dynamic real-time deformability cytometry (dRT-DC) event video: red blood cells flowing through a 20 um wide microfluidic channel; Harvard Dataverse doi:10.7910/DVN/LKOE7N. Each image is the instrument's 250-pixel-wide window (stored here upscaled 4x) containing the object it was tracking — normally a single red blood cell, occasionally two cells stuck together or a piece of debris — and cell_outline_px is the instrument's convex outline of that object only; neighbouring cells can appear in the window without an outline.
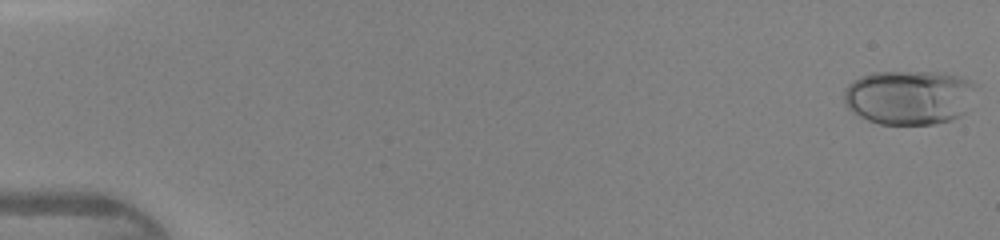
{"species": "human", "species_latin": "Homo sapiens", "temperature_condition": "warm", "stored_images_in_passage": 45, "camera_frame_rate_fps": 3000, "um_per_image_px": 0.085, "donor": {"sex": "female"}, "frame": {"image": 1, "passage_image": 1, "time_ms": 0.0, "image_size_px": [1000, 240], "cell_outline_px": [[980, 84], [964, 112], [960, 116], [952, 120], [932, 124], [880, 124], [868, 120], [852, 112], [844, 104], [844, 88], [848, 84], [860, 76], [872, 72], [944, 72], [964, 76]], "centroid_in_image_um": [77.32, 8.24], "position_along_channel_um": 7.7, "area_um2": 42.66}}
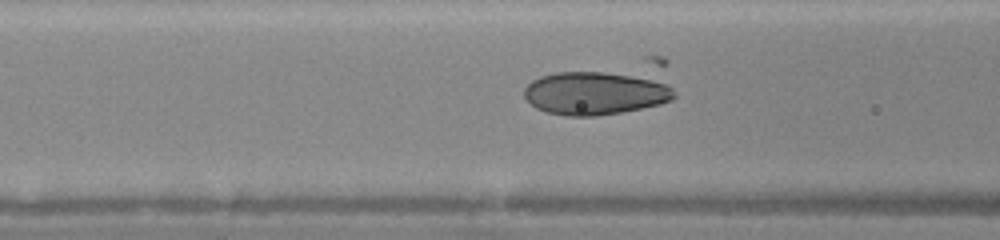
{"frame": {"image": 2, "passage_image": 19, "time_ms": 6.0, "image_size_px": [1000, 240], "cell_outline_px": [[676, 96], [672, 100], [660, 104], [620, 112], [596, 116], [568, 116], [548, 112], [536, 108], [524, 96], [524, 88], [532, 80], [540, 76], [556, 72], [644, 56], [660, 56], [668, 60], [676, 92]], "centroid_in_image_um": [51.35, 7.46], "position_along_channel_um": 115.3, "area_um2": 48.15}}
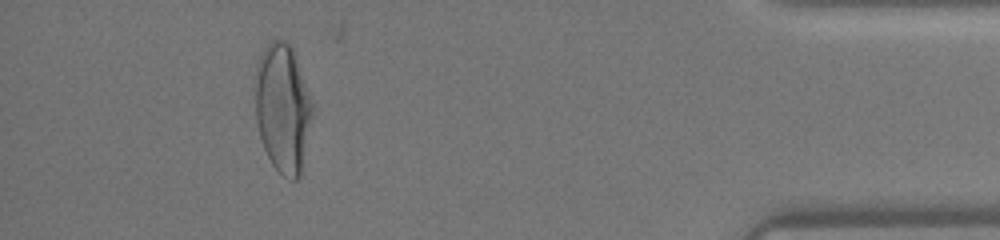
{"frame": {"image": 3, "passage_image": 42, "time_ms": 13.667, "image_size_px": [1000, 240], "cell_outline_px": [[312, 116], [300, 176], [296, 180], [292, 180], [284, 176], [272, 164], [264, 148], [260, 136], [256, 120], [252, 80], [256, 64], [264, 48], [272, 40], [284, 40], [292, 48], [312, 100]], "centroid_in_image_um": [23.99, 9.16], "position_along_channel_um": 411.2, "area_um2": 43.18}}